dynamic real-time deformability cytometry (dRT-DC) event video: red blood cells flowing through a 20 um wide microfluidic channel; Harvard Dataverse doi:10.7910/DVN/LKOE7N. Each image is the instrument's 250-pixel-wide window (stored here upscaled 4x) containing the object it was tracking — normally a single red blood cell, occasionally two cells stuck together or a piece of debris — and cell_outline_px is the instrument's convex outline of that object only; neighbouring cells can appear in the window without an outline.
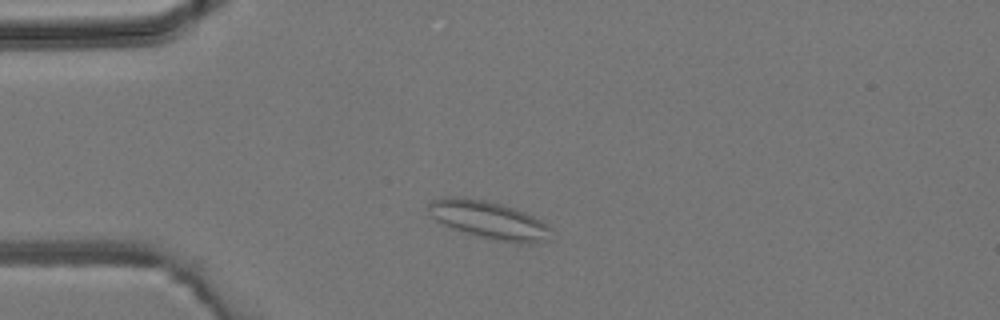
{"species": "common noctule bat (a hibernating species)", "species_latin": "Nyctalus noctula", "temperature_condition": "room temperature", "stored_images_in_passage": 4, "camera_frame_rate_fps": 3000, "um_per_image_px": 0.085, "animal": {"sex": "male", "body_mass_g": 19.2, "forearm_length_mm": 51.8}, "frame": {"image": 1, "passage_image": 3, "time_ms": 2.333, "image_size_px": [1000, 320], "cell_outline_px": [[552, 228], [548, 240], [528, 244], [496, 240], [480, 236], [452, 228], [436, 220], [432, 216], [428, 208], [428, 204], [432, 200], [444, 196], [456, 196], [484, 200], [516, 208], [540, 220]], "centroid_in_image_um": [41.56, 18.69], "position_along_channel_um": 43.4, "area_um2": 26.7}}
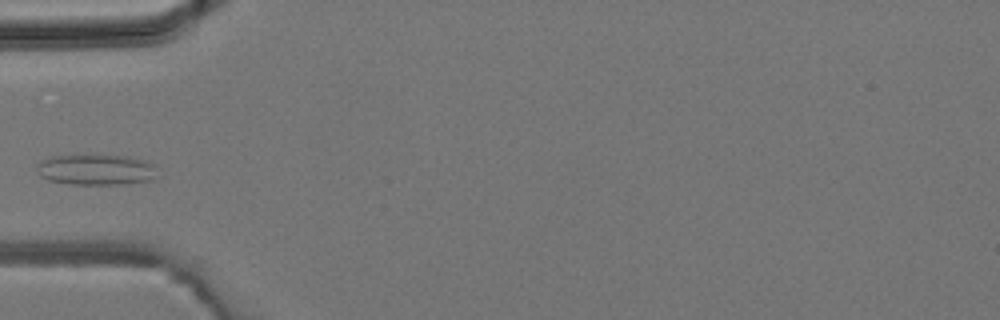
{"frame": {"image": 2, "passage_image": 4, "time_ms": 3.667, "image_size_px": [1000, 320], "cell_outline_px": [[160, 176], [152, 180], [120, 184], [72, 184], [48, 180], [40, 176], [36, 168], [36, 164], [40, 160], [48, 156], [128, 156], [148, 160], [156, 164]], "centroid_in_image_um": [8.23, 14.42], "position_along_channel_um": 76.8, "area_um2": 21.91}}